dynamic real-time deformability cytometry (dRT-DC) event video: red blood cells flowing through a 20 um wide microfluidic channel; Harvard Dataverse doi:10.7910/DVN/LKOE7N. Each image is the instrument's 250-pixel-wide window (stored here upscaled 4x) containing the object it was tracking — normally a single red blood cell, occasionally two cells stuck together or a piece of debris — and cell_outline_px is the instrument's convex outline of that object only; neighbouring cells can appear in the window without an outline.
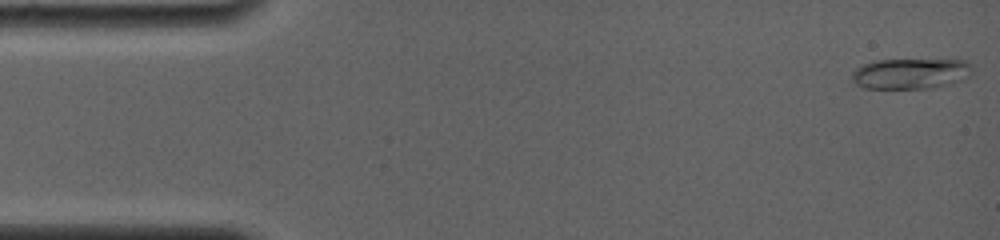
{"species": "common noctule bat (a hibernating species)", "species_latin": "Nyctalus noctula", "temperature_condition": "room temperature", "stored_images_in_passage": 40, "camera_frame_rate_fps": 4000, "um_per_image_px": 0.085, "animal": {"sex": "female", "body_mass_g": 19.0, "forearm_length_mm": 56.7}, "frame": {"image": 1, "passage_image": 1, "time_ms": 0.0, "image_size_px": [1000, 240], "cell_outline_px": [[972, 72], [968, 76], [960, 80], [948, 84], [932, 88], [864, 88], [856, 84], [852, 80], [852, 72], [856, 68], [864, 64], [876, 60], [964, 60], [968, 64]], "centroid_in_image_um": [77.36, 6.26], "position_along_channel_um": 7.6, "area_um2": 21.15}}
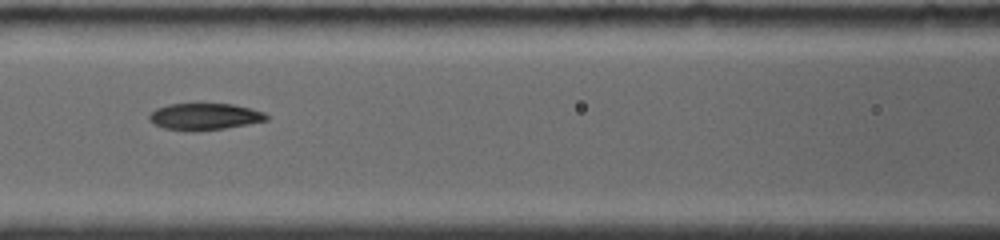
{"frame": {"image": 2, "passage_image": 25, "time_ms": 6.75, "image_size_px": [1000, 240], "cell_outline_px": [[268, 120], [248, 124], [224, 128], [164, 128], [148, 120], [148, 116], [156, 108], [168, 104], [232, 104], [252, 108], [264, 112], [268, 116]], "centroid_in_image_um": [17.44, 9.86], "position_along_channel_um": 149.2, "area_um2": 17.4}}
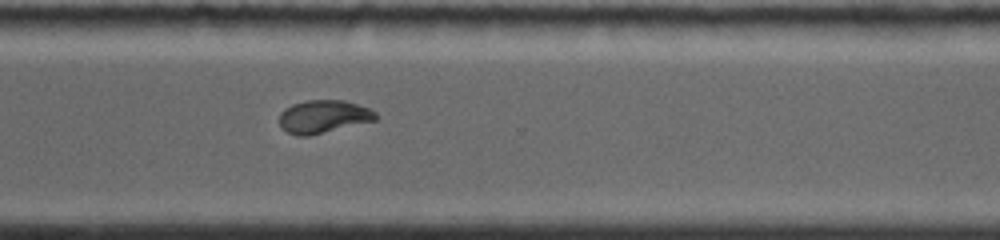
{"frame": {"image": 3, "passage_image": 40, "time_ms": 11.75, "image_size_px": [1000, 240], "cell_outline_px": [[376, 120], [308, 136], [296, 136], [288, 132], [280, 124], [280, 112], [284, 108], [292, 104], [304, 100], [344, 100], [368, 108], [376, 112]], "centroid_in_image_um": [27.47, 9.9], "position_along_channel_um": 343.1, "area_um2": 18.38}}